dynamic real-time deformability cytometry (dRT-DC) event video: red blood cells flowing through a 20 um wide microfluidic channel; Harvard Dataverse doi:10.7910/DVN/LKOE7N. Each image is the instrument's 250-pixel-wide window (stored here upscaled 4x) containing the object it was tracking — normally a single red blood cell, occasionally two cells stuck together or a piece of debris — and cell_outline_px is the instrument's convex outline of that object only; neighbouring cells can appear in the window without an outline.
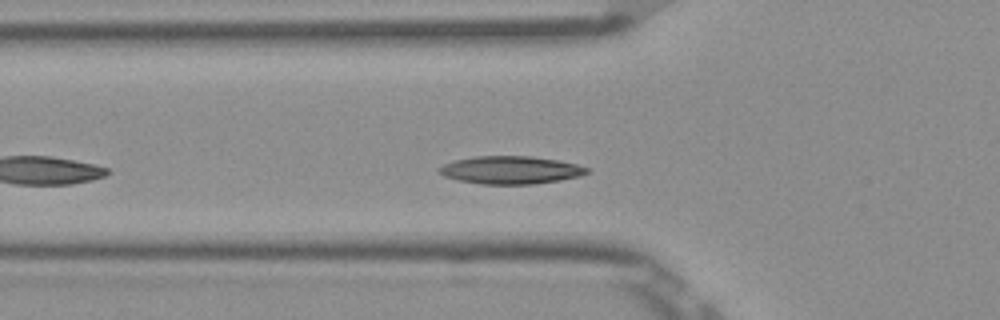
{"species": "Egyptian fruit bat (a non-hibernating species)", "species_latin": "Rousettus aegyptiacus", "temperature_condition": "room temperature", "stored_images_in_passage": 37, "camera_frame_rate_fps": 3000, "um_per_image_px": 0.085, "frame": {"image": 1, "passage_image": 6, "time_ms": 1.667, "image_size_px": [1000, 320], "cell_outline_px": [[588, 172], [580, 176], [560, 180], [532, 184], [480, 184], [460, 180], [444, 176], [436, 168], [444, 164], [456, 160], [476, 156], [532, 156], [556, 160], [576, 164], [588, 168]], "centroid_in_image_um": [43.39, 14.45], "position_along_channel_um": 82.4, "area_um2": 23.76}}
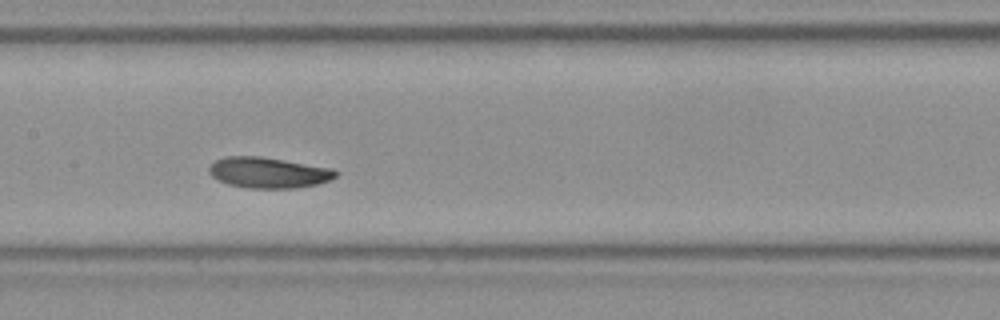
{"frame": {"image": 2, "passage_image": 14, "time_ms": 4.333, "image_size_px": [1000, 320], "cell_outline_px": [[340, 172], [336, 176], [328, 180], [316, 184], [296, 188], [248, 188], [228, 184], [212, 176], [208, 172], [208, 168], [216, 160], [228, 156], [260, 156], [332, 168]], "centroid_in_image_um": [22.82, 14.67], "position_along_channel_um": 184.6, "area_um2": 22.54}}
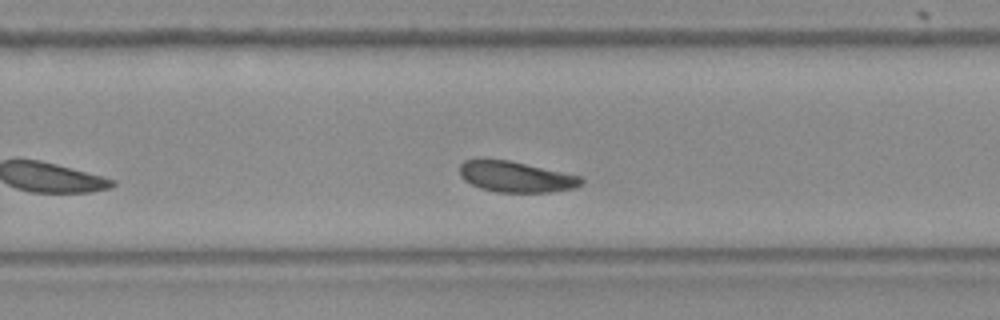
{"frame": {"image": 3, "passage_image": 22, "time_ms": 7.0, "image_size_px": [1000, 320], "cell_outline_px": [[584, 184], [576, 188], [548, 192], [496, 192], [480, 188], [464, 180], [460, 176], [460, 164], [464, 160], [476, 156], [480, 156], [508, 160], [580, 176], [584, 180]], "centroid_in_image_um": [43.78, 14.99], "position_along_channel_um": 286.0, "area_um2": 22.31}, "authors_computed_cell_mechanics": {"area_um2": 22.3108, "velocity_mm_per_s": 3.8072, "shape_relaxation_time_tau1_ms": 3.1285, "shape_relaxation_time_tau2_ms": null, "deformation_change_tau1": 0.0875, "deformation_change_tau2": null}}